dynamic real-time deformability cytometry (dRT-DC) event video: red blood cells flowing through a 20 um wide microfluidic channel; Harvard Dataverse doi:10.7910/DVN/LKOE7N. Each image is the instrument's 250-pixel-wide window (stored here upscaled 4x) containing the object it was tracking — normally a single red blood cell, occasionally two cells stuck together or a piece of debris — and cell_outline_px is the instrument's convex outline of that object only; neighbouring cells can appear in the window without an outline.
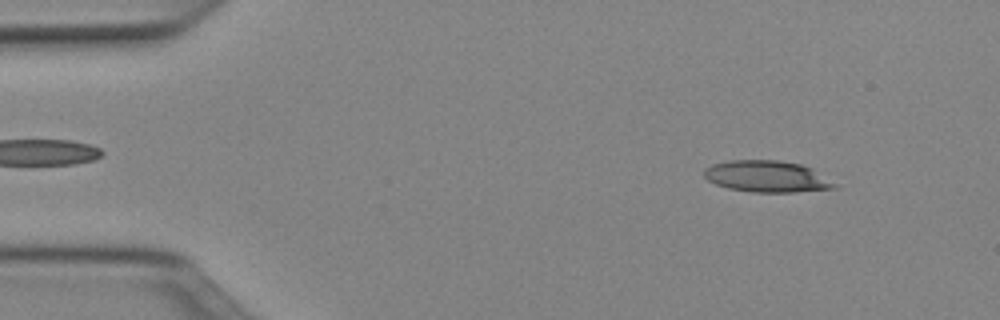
{"species": "Egyptian fruit bat (a non-hibernating species)", "species_latin": "Rousettus aegyptiacus", "temperature_condition": "cold", "stored_images_in_passage": 49, "camera_frame_rate_fps": 3000, "um_per_image_px": 0.085, "animal": {"sex": "female"}, "frame": {"image": 1, "passage_image": 5, "time_ms": 1.333, "image_size_px": [1000, 320], "cell_outline_px": [[840, 184], [836, 188], [796, 192], [752, 192], [728, 188], [716, 184], [708, 180], [704, 176], [704, 168], [712, 164], [728, 160], [776, 160], [800, 164], [812, 168]], "centroid_in_image_um": [65.22, 15.0], "position_along_channel_um": 19.8, "area_um2": 24.16}}
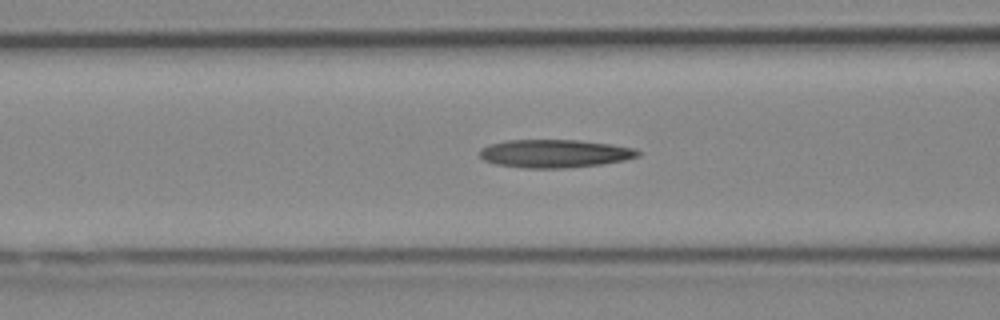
{"frame": {"image": 2, "passage_image": 19, "time_ms": 6.0, "image_size_px": [1000, 320], "cell_outline_px": [[640, 156], [624, 160], [600, 164], [568, 168], [524, 168], [496, 164], [484, 160], [480, 156], [480, 152], [488, 144], [508, 140], [580, 140], [612, 144], [636, 148], [640, 152]], "centroid_in_image_um": [47.18, 13.05], "position_along_channel_um": 119.4, "area_um2": 25.95}}
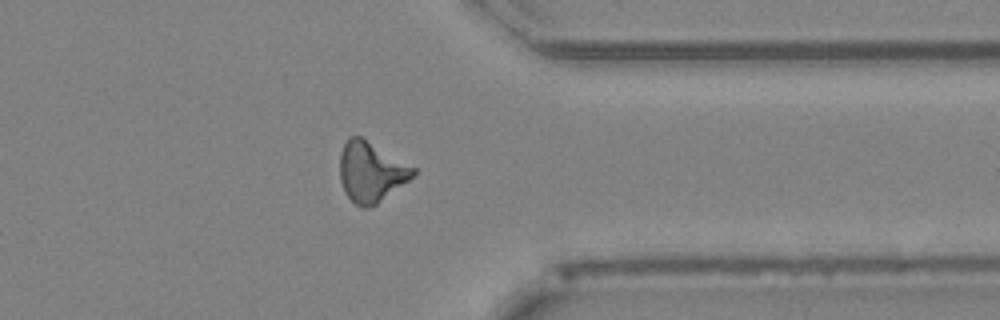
{"frame": {"image": 3, "passage_image": 39, "time_ms": 12.667, "image_size_px": [1000, 320], "cell_outline_px": [[416, 172], [408, 180], [376, 204], [368, 208], [360, 208], [344, 192], [340, 180], [340, 152], [348, 136], [360, 136], [416, 168]], "centroid_in_image_um": [31.5, 14.6], "position_along_channel_um": 379.9, "area_um2": 25.37}, "authors_computed_cell_mechanics": {"area_um2": 24.7962, "velocity_mm_per_s": 4.0073, "shape_relaxation_time_tau1_ms": 10.8056, "shape_relaxation_time_tau2_ms": 9.5207, "deformation_change_tau1": 0.282, "deformation_change_tau2": 0.2964}}